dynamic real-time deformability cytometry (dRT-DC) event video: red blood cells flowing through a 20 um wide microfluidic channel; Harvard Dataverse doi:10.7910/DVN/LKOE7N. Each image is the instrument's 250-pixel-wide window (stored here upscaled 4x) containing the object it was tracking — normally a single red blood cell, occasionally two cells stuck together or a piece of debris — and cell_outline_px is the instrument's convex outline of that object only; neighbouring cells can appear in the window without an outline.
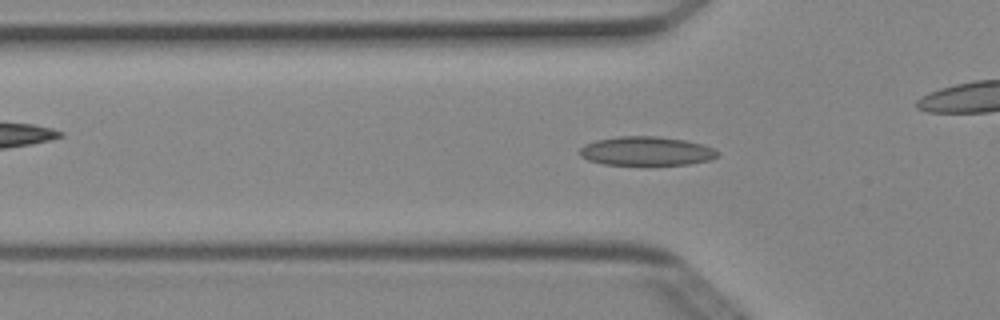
{"species": "Egyptian fruit bat (a non-hibernating species)", "species_latin": "Rousettus aegyptiacus", "temperature_condition": "cold", "stored_images_in_passage": 50, "camera_frame_rate_fps": 3000, "um_per_image_px": 0.085, "animal": {"sex": "female"}, "frame": {"image": 1, "passage_image": 15, "time_ms": 4.667, "image_size_px": [1000, 320], "cell_outline_px": [[720, 156], [712, 160], [688, 164], [604, 164], [588, 160], [580, 156], [580, 148], [584, 144], [596, 140], [616, 136], [656, 136], [684, 140], [704, 144], [720, 152]], "centroid_in_image_um": [54.97, 12.83], "position_along_channel_um": 70.8, "area_um2": 23.29}}
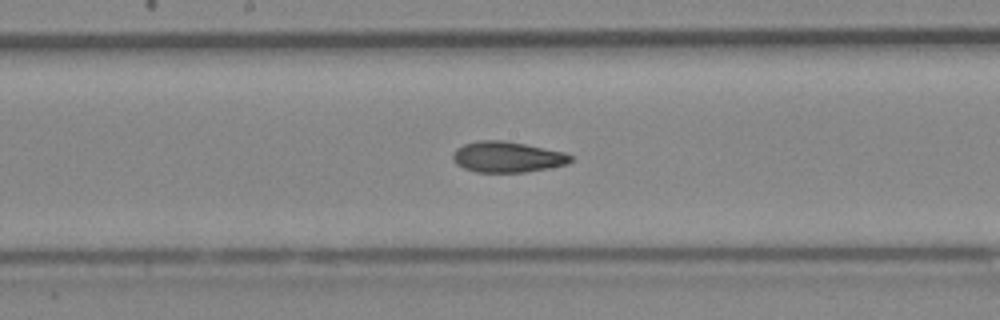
{"frame": {"image": 2, "passage_image": 25, "time_ms": 8.0, "image_size_px": [1000, 320], "cell_outline_px": [[572, 160], [568, 164], [548, 168], [524, 172], [476, 172], [464, 168], [456, 164], [452, 160], [452, 152], [456, 148], [464, 144], [480, 140], [504, 140], [564, 152], [572, 156]], "centroid_in_image_um": [43.08, 13.34], "position_along_channel_um": 205.1, "area_um2": 21.15}}
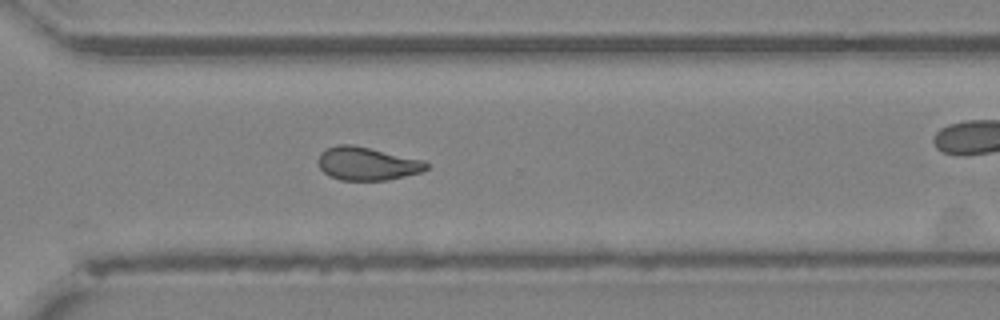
{"frame": {"image": 3, "passage_image": 35, "time_ms": 11.333, "image_size_px": [1000, 320], "cell_outline_px": [[428, 168], [420, 172], [388, 180], [340, 180], [328, 176], [320, 168], [316, 160], [320, 152], [324, 148], [336, 144], [352, 144], [424, 160], [428, 164]], "centroid_in_image_um": [31.14, 13.9], "position_along_channel_um": 339.5, "area_um2": 21.15}, "authors_computed_cell_mechanics": {"area_um2": 21.2704, "velocity_mm_per_s": 4.0259, "shape_relaxation_time_tau1_ms": null, "shape_relaxation_time_tau2_ms": 2.6881, "deformation_change_tau1": null, "deformation_change_tau2": 0.0741}}